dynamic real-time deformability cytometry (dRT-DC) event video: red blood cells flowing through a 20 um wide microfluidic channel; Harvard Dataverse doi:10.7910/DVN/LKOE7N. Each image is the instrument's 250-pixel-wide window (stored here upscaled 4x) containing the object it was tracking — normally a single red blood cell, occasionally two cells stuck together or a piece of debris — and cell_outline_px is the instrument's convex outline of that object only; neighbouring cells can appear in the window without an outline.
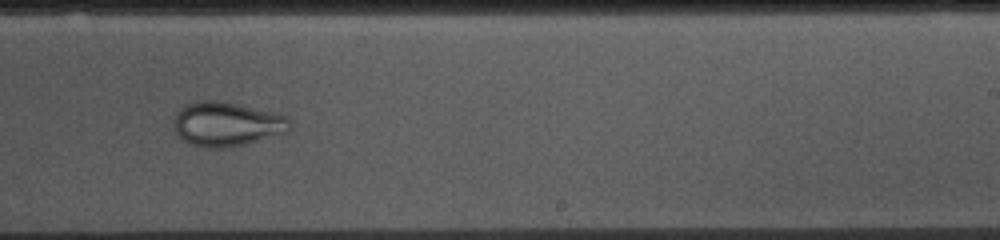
{"species": "common noctule bat (a hibernating species)", "species_latin": "Nyctalus noctula", "temperature_condition": "cold", "stored_images_in_passage": 53, "camera_frame_rate_fps": 3000, "um_per_image_px": 0.085, "animal": {"sex": "female", "body_mass_g": 10.0, "forearm_length_mm": 53.1}, "frame": {"image": 1, "passage_image": 31, "time_ms": 10.0, "image_size_px": [1000, 240], "cell_outline_px": [[292, 128], [288, 132], [244, 144], [228, 148], [208, 148], [188, 144], [176, 132], [176, 112], [184, 104], [196, 100], [220, 100], [272, 112], [284, 116], [292, 124]], "centroid_in_image_um": [19.27, 10.54], "position_along_channel_um": 269.7, "area_um2": 29.88}}